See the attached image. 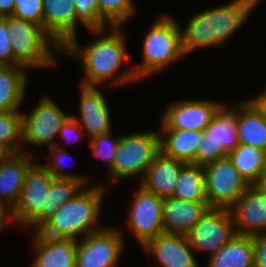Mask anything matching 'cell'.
I'll return each mask as SVG.
<instances>
[{
    "label": "cell",
    "mask_w": 266,
    "mask_h": 267,
    "mask_svg": "<svg viewBox=\"0 0 266 267\" xmlns=\"http://www.w3.org/2000/svg\"><path fill=\"white\" fill-rule=\"evenodd\" d=\"M261 0H234L196 13L181 30L186 55L198 48L221 46L243 25Z\"/></svg>",
    "instance_id": "obj_2"
},
{
    "label": "cell",
    "mask_w": 266,
    "mask_h": 267,
    "mask_svg": "<svg viewBox=\"0 0 266 267\" xmlns=\"http://www.w3.org/2000/svg\"><path fill=\"white\" fill-rule=\"evenodd\" d=\"M12 16L43 27V0H15Z\"/></svg>",
    "instance_id": "obj_34"
},
{
    "label": "cell",
    "mask_w": 266,
    "mask_h": 267,
    "mask_svg": "<svg viewBox=\"0 0 266 267\" xmlns=\"http://www.w3.org/2000/svg\"><path fill=\"white\" fill-rule=\"evenodd\" d=\"M8 36L6 16L0 17V66H12L13 54Z\"/></svg>",
    "instance_id": "obj_37"
},
{
    "label": "cell",
    "mask_w": 266,
    "mask_h": 267,
    "mask_svg": "<svg viewBox=\"0 0 266 267\" xmlns=\"http://www.w3.org/2000/svg\"><path fill=\"white\" fill-rule=\"evenodd\" d=\"M206 195L211 208L230 209L250 186L228 156L204 166Z\"/></svg>",
    "instance_id": "obj_8"
},
{
    "label": "cell",
    "mask_w": 266,
    "mask_h": 267,
    "mask_svg": "<svg viewBox=\"0 0 266 267\" xmlns=\"http://www.w3.org/2000/svg\"><path fill=\"white\" fill-rule=\"evenodd\" d=\"M25 69L20 65L0 66V111H20L27 88Z\"/></svg>",
    "instance_id": "obj_25"
},
{
    "label": "cell",
    "mask_w": 266,
    "mask_h": 267,
    "mask_svg": "<svg viewBox=\"0 0 266 267\" xmlns=\"http://www.w3.org/2000/svg\"><path fill=\"white\" fill-rule=\"evenodd\" d=\"M8 155V153L0 147V162Z\"/></svg>",
    "instance_id": "obj_44"
},
{
    "label": "cell",
    "mask_w": 266,
    "mask_h": 267,
    "mask_svg": "<svg viewBox=\"0 0 266 267\" xmlns=\"http://www.w3.org/2000/svg\"><path fill=\"white\" fill-rule=\"evenodd\" d=\"M236 233L255 236L266 233V188L249 186L245 193L229 209Z\"/></svg>",
    "instance_id": "obj_14"
},
{
    "label": "cell",
    "mask_w": 266,
    "mask_h": 267,
    "mask_svg": "<svg viewBox=\"0 0 266 267\" xmlns=\"http://www.w3.org/2000/svg\"><path fill=\"white\" fill-rule=\"evenodd\" d=\"M104 188L102 185L82 188L71 200L63 204L38 232L50 238L78 240L80 234L86 236L103 229L95 225L101 212Z\"/></svg>",
    "instance_id": "obj_3"
},
{
    "label": "cell",
    "mask_w": 266,
    "mask_h": 267,
    "mask_svg": "<svg viewBox=\"0 0 266 267\" xmlns=\"http://www.w3.org/2000/svg\"><path fill=\"white\" fill-rule=\"evenodd\" d=\"M207 140L220 145L226 154L238 146L236 116L233 110L224 105L203 130Z\"/></svg>",
    "instance_id": "obj_26"
},
{
    "label": "cell",
    "mask_w": 266,
    "mask_h": 267,
    "mask_svg": "<svg viewBox=\"0 0 266 267\" xmlns=\"http://www.w3.org/2000/svg\"><path fill=\"white\" fill-rule=\"evenodd\" d=\"M112 133L95 135L91 137L90 147L94 157L106 161L108 177L112 181V164L114 162L120 136L113 137Z\"/></svg>",
    "instance_id": "obj_32"
},
{
    "label": "cell",
    "mask_w": 266,
    "mask_h": 267,
    "mask_svg": "<svg viewBox=\"0 0 266 267\" xmlns=\"http://www.w3.org/2000/svg\"><path fill=\"white\" fill-rule=\"evenodd\" d=\"M74 0H43V28L63 48L77 36Z\"/></svg>",
    "instance_id": "obj_18"
},
{
    "label": "cell",
    "mask_w": 266,
    "mask_h": 267,
    "mask_svg": "<svg viewBox=\"0 0 266 267\" xmlns=\"http://www.w3.org/2000/svg\"><path fill=\"white\" fill-rule=\"evenodd\" d=\"M110 28V33L106 35H102L105 30L91 31L94 35L99 34L100 37L84 47L79 46L77 37H73L62 48V55L71 54L73 58H79L78 61L80 60L83 65L85 76L81 85L97 87L109 79L111 80L109 84L113 87L112 85L130 84L139 80L134 69L120 72L119 68L128 59L125 47L126 37L120 31L121 27Z\"/></svg>",
    "instance_id": "obj_1"
},
{
    "label": "cell",
    "mask_w": 266,
    "mask_h": 267,
    "mask_svg": "<svg viewBox=\"0 0 266 267\" xmlns=\"http://www.w3.org/2000/svg\"><path fill=\"white\" fill-rule=\"evenodd\" d=\"M185 163L164 155L161 151L155 156L142 176L139 184L144 190L165 198L175 192L181 167Z\"/></svg>",
    "instance_id": "obj_21"
},
{
    "label": "cell",
    "mask_w": 266,
    "mask_h": 267,
    "mask_svg": "<svg viewBox=\"0 0 266 267\" xmlns=\"http://www.w3.org/2000/svg\"><path fill=\"white\" fill-rule=\"evenodd\" d=\"M172 197L190 202H208L204 166L185 163L180 169Z\"/></svg>",
    "instance_id": "obj_28"
},
{
    "label": "cell",
    "mask_w": 266,
    "mask_h": 267,
    "mask_svg": "<svg viewBox=\"0 0 266 267\" xmlns=\"http://www.w3.org/2000/svg\"><path fill=\"white\" fill-rule=\"evenodd\" d=\"M230 108L236 116L238 143L266 150V120L258 109L249 100Z\"/></svg>",
    "instance_id": "obj_22"
},
{
    "label": "cell",
    "mask_w": 266,
    "mask_h": 267,
    "mask_svg": "<svg viewBox=\"0 0 266 267\" xmlns=\"http://www.w3.org/2000/svg\"><path fill=\"white\" fill-rule=\"evenodd\" d=\"M31 154L26 149L25 152L8 154L0 162V203L10 211L19 200L26 172L33 164Z\"/></svg>",
    "instance_id": "obj_17"
},
{
    "label": "cell",
    "mask_w": 266,
    "mask_h": 267,
    "mask_svg": "<svg viewBox=\"0 0 266 267\" xmlns=\"http://www.w3.org/2000/svg\"><path fill=\"white\" fill-rule=\"evenodd\" d=\"M133 0H98V15L108 27H121L135 13Z\"/></svg>",
    "instance_id": "obj_31"
},
{
    "label": "cell",
    "mask_w": 266,
    "mask_h": 267,
    "mask_svg": "<svg viewBox=\"0 0 266 267\" xmlns=\"http://www.w3.org/2000/svg\"><path fill=\"white\" fill-rule=\"evenodd\" d=\"M263 149L253 145L238 144V146L227 154L239 174L250 185L263 184Z\"/></svg>",
    "instance_id": "obj_27"
},
{
    "label": "cell",
    "mask_w": 266,
    "mask_h": 267,
    "mask_svg": "<svg viewBox=\"0 0 266 267\" xmlns=\"http://www.w3.org/2000/svg\"><path fill=\"white\" fill-rule=\"evenodd\" d=\"M159 152V132L145 131L120 135L118 150L112 164V181L144 175Z\"/></svg>",
    "instance_id": "obj_7"
},
{
    "label": "cell",
    "mask_w": 266,
    "mask_h": 267,
    "mask_svg": "<svg viewBox=\"0 0 266 267\" xmlns=\"http://www.w3.org/2000/svg\"><path fill=\"white\" fill-rule=\"evenodd\" d=\"M22 143V111H0V147L8 154L25 152Z\"/></svg>",
    "instance_id": "obj_29"
},
{
    "label": "cell",
    "mask_w": 266,
    "mask_h": 267,
    "mask_svg": "<svg viewBox=\"0 0 266 267\" xmlns=\"http://www.w3.org/2000/svg\"><path fill=\"white\" fill-rule=\"evenodd\" d=\"M53 180L52 174L41 163H33L26 172L19 200L11 211L12 221L32 226L37 232L46 223V193Z\"/></svg>",
    "instance_id": "obj_6"
},
{
    "label": "cell",
    "mask_w": 266,
    "mask_h": 267,
    "mask_svg": "<svg viewBox=\"0 0 266 267\" xmlns=\"http://www.w3.org/2000/svg\"><path fill=\"white\" fill-rule=\"evenodd\" d=\"M81 98L79 103V115H71L86 131L87 136L108 134L111 132L110 111L106 99L98 86L80 85Z\"/></svg>",
    "instance_id": "obj_15"
},
{
    "label": "cell",
    "mask_w": 266,
    "mask_h": 267,
    "mask_svg": "<svg viewBox=\"0 0 266 267\" xmlns=\"http://www.w3.org/2000/svg\"><path fill=\"white\" fill-rule=\"evenodd\" d=\"M6 25L11 41L13 65L29 69L57 64L53 53L58 51L57 54H62V48L42 26L15 16H6Z\"/></svg>",
    "instance_id": "obj_4"
},
{
    "label": "cell",
    "mask_w": 266,
    "mask_h": 267,
    "mask_svg": "<svg viewBox=\"0 0 266 267\" xmlns=\"http://www.w3.org/2000/svg\"><path fill=\"white\" fill-rule=\"evenodd\" d=\"M262 185L266 188V179L264 180Z\"/></svg>",
    "instance_id": "obj_45"
},
{
    "label": "cell",
    "mask_w": 266,
    "mask_h": 267,
    "mask_svg": "<svg viewBox=\"0 0 266 267\" xmlns=\"http://www.w3.org/2000/svg\"><path fill=\"white\" fill-rule=\"evenodd\" d=\"M160 151L184 163L195 164V154L202 139L199 130H161Z\"/></svg>",
    "instance_id": "obj_24"
},
{
    "label": "cell",
    "mask_w": 266,
    "mask_h": 267,
    "mask_svg": "<svg viewBox=\"0 0 266 267\" xmlns=\"http://www.w3.org/2000/svg\"><path fill=\"white\" fill-rule=\"evenodd\" d=\"M137 190L128 212L127 224L143 247L149 240L164 233L162 222L164 198L144 190L141 186Z\"/></svg>",
    "instance_id": "obj_12"
},
{
    "label": "cell",
    "mask_w": 266,
    "mask_h": 267,
    "mask_svg": "<svg viewBox=\"0 0 266 267\" xmlns=\"http://www.w3.org/2000/svg\"><path fill=\"white\" fill-rule=\"evenodd\" d=\"M84 185L74 179L54 178L51 187L47 191L46 222L66 202L71 200Z\"/></svg>",
    "instance_id": "obj_30"
},
{
    "label": "cell",
    "mask_w": 266,
    "mask_h": 267,
    "mask_svg": "<svg viewBox=\"0 0 266 267\" xmlns=\"http://www.w3.org/2000/svg\"><path fill=\"white\" fill-rule=\"evenodd\" d=\"M76 136L79 135V139L81 136H84L85 133H83V129L81 126L77 123V121L70 115L65 122L62 124L61 128L59 129L58 136H62L64 140H67V143L69 140H72L74 137L73 135ZM74 141H77L78 138L73 139ZM72 140V142H73Z\"/></svg>",
    "instance_id": "obj_38"
},
{
    "label": "cell",
    "mask_w": 266,
    "mask_h": 267,
    "mask_svg": "<svg viewBox=\"0 0 266 267\" xmlns=\"http://www.w3.org/2000/svg\"><path fill=\"white\" fill-rule=\"evenodd\" d=\"M253 236L236 234L227 244L210 255L207 267H254Z\"/></svg>",
    "instance_id": "obj_23"
},
{
    "label": "cell",
    "mask_w": 266,
    "mask_h": 267,
    "mask_svg": "<svg viewBox=\"0 0 266 267\" xmlns=\"http://www.w3.org/2000/svg\"><path fill=\"white\" fill-rule=\"evenodd\" d=\"M262 171H263V182H264V180L266 179V150L264 151V156H263Z\"/></svg>",
    "instance_id": "obj_43"
},
{
    "label": "cell",
    "mask_w": 266,
    "mask_h": 267,
    "mask_svg": "<svg viewBox=\"0 0 266 267\" xmlns=\"http://www.w3.org/2000/svg\"><path fill=\"white\" fill-rule=\"evenodd\" d=\"M74 7L76 24L80 21L89 31L107 28V24L98 15V0H74Z\"/></svg>",
    "instance_id": "obj_33"
},
{
    "label": "cell",
    "mask_w": 266,
    "mask_h": 267,
    "mask_svg": "<svg viewBox=\"0 0 266 267\" xmlns=\"http://www.w3.org/2000/svg\"><path fill=\"white\" fill-rule=\"evenodd\" d=\"M69 116L50 97H43L30 113L22 112V143L53 146L59 129Z\"/></svg>",
    "instance_id": "obj_11"
},
{
    "label": "cell",
    "mask_w": 266,
    "mask_h": 267,
    "mask_svg": "<svg viewBox=\"0 0 266 267\" xmlns=\"http://www.w3.org/2000/svg\"><path fill=\"white\" fill-rule=\"evenodd\" d=\"M8 210V213H7ZM12 221V215L10 209L6 207L4 204L0 203V231L7 226L8 221Z\"/></svg>",
    "instance_id": "obj_42"
},
{
    "label": "cell",
    "mask_w": 266,
    "mask_h": 267,
    "mask_svg": "<svg viewBox=\"0 0 266 267\" xmlns=\"http://www.w3.org/2000/svg\"><path fill=\"white\" fill-rule=\"evenodd\" d=\"M142 248L155 257L160 267H199L186 235L162 233Z\"/></svg>",
    "instance_id": "obj_16"
},
{
    "label": "cell",
    "mask_w": 266,
    "mask_h": 267,
    "mask_svg": "<svg viewBox=\"0 0 266 267\" xmlns=\"http://www.w3.org/2000/svg\"><path fill=\"white\" fill-rule=\"evenodd\" d=\"M179 25L172 17L163 14L147 31L142 43V63L134 67L139 80L185 56Z\"/></svg>",
    "instance_id": "obj_5"
},
{
    "label": "cell",
    "mask_w": 266,
    "mask_h": 267,
    "mask_svg": "<svg viewBox=\"0 0 266 267\" xmlns=\"http://www.w3.org/2000/svg\"><path fill=\"white\" fill-rule=\"evenodd\" d=\"M77 240L76 267H114L124 247L123 234L115 227L103 228Z\"/></svg>",
    "instance_id": "obj_9"
},
{
    "label": "cell",
    "mask_w": 266,
    "mask_h": 267,
    "mask_svg": "<svg viewBox=\"0 0 266 267\" xmlns=\"http://www.w3.org/2000/svg\"><path fill=\"white\" fill-rule=\"evenodd\" d=\"M36 256L30 267H76L77 240L50 238L34 232Z\"/></svg>",
    "instance_id": "obj_20"
},
{
    "label": "cell",
    "mask_w": 266,
    "mask_h": 267,
    "mask_svg": "<svg viewBox=\"0 0 266 267\" xmlns=\"http://www.w3.org/2000/svg\"><path fill=\"white\" fill-rule=\"evenodd\" d=\"M64 147H60V144H54L51 147H48V150L50 151V156L56 154V159L54 161H49L47 164H42L51 174L54 178H68V179H74L79 182H81L84 186L87 183V178L85 176L81 175H75L64 172V165L63 162L65 161L64 158L67 155L66 149H63ZM52 163V164H51Z\"/></svg>",
    "instance_id": "obj_35"
},
{
    "label": "cell",
    "mask_w": 266,
    "mask_h": 267,
    "mask_svg": "<svg viewBox=\"0 0 266 267\" xmlns=\"http://www.w3.org/2000/svg\"><path fill=\"white\" fill-rule=\"evenodd\" d=\"M224 106L215 100H180L168 105L161 119L162 130L203 131Z\"/></svg>",
    "instance_id": "obj_13"
},
{
    "label": "cell",
    "mask_w": 266,
    "mask_h": 267,
    "mask_svg": "<svg viewBox=\"0 0 266 267\" xmlns=\"http://www.w3.org/2000/svg\"><path fill=\"white\" fill-rule=\"evenodd\" d=\"M15 0H0V17L12 16Z\"/></svg>",
    "instance_id": "obj_41"
},
{
    "label": "cell",
    "mask_w": 266,
    "mask_h": 267,
    "mask_svg": "<svg viewBox=\"0 0 266 267\" xmlns=\"http://www.w3.org/2000/svg\"><path fill=\"white\" fill-rule=\"evenodd\" d=\"M262 114L263 118L266 120V89L260 95L256 96L254 99L249 100Z\"/></svg>",
    "instance_id": "obj_40"
},
{
    "label": "cell",
    "mask_w": 266,
    "mask_h": 267,
    "mask_svg": "<svg viewBox=\"0 0 266 267\" xmlns=\"http://www.w3.org/2000/svg\"><path fill=\"white\" fill-rule=\"evenodd\" d=\"M255 266L266 267V233L253 236Z\"/></svg>",
    "instance_id": "obj_39"
},
{
    "label": "cell",
    "mask_w": 266,
    "mask_h": 267,
    "mask_svg": "<svg viewBox=\"0 0 266 267\" xmlns=\"http://www.w3.org/2000/svg\"><path fill=\"white\" fill-rule=\"evenodd\" d=\"M210 208L208 202L165 197L162 211L164 233L186 235Z\"/></svg>",
    "instance_id": "obj_19"
},
{
    "label": "cell",
    "mask_w": 266,
    "mask_h": 267,
    "mask_svg": "<svg viewBox=\"0 0 266 267\" xmlns=\"http://www.w3.org/2000/svg\"><path fill=\"white\" fill-rule=\"evenodd\" d=\"M236 234L229 209L210 208L186 234V238L195 251H207L212 255Z\"/></svg>",
    "instance_id": "obj_10"
},
{
    "label": "cell",
    "mask_w": 266,
    "mask_h": 267,
    "mask_svg": "<svg viewBox=\"0 0 266 267\" xmlns=\"http://www.w3.org/2000/svg\"><path fill=\"white\" fill-rule=\"evenodd\" d=\"M226 156L227 154L220 145H217L211 140H207V137L203 134L195 154V164L205 166Z\"/></svg>",
    "instance_id": "obj_36"
}]
</instances>
